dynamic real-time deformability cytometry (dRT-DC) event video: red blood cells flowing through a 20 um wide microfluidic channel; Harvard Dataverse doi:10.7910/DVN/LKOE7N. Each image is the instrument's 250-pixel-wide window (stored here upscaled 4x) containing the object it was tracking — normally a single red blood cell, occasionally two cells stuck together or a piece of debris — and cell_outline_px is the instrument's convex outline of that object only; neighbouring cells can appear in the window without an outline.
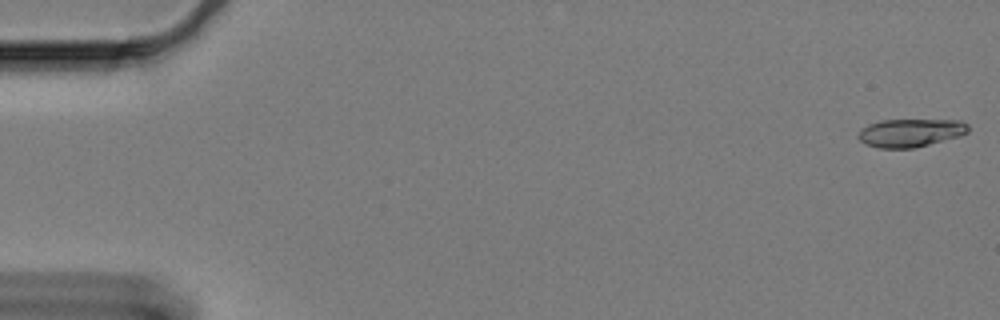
{"species": "Egyptian fruit bat (a non-hibernating species)", "species_latin": "Rousettus aegyptiacus", "temperature_condition": "cold", "stored_images_in_passage": 61, "camera_frame_rate_fps": 3000, "um_per_image_px": 0.085, "animal": {"sex": "female"}, "frame": {"image": 1, "passage_image": 1, "time_ms": 0.0, "image_size_px": [1000, 320], "cell_outline_px": [[968, 132], [956, 136], [928, 144], [912, 148], [880, 148], [868, 144], [860, 140], [860, 128], [868, 124], [880, 120], [956, 120], [968, 124]], "centroid_in_image_um": [77.36, 11.27], "position_along_channel_um": 7.6, "area_um2": 17.57}}
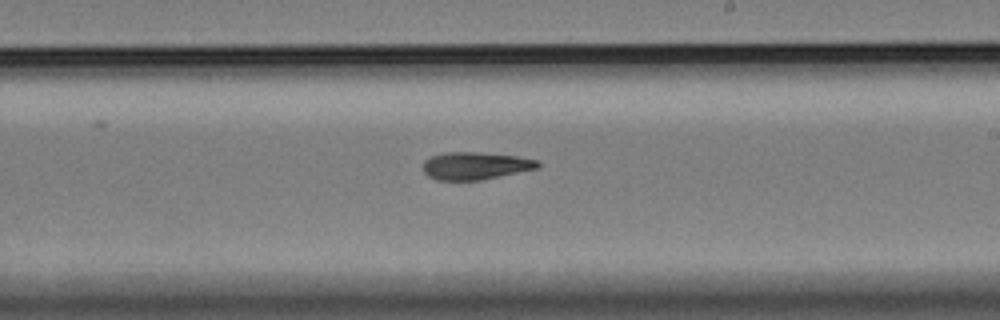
{"frame": {"image": 2, "passage_image": 36, "time_ms": 11.667, "image_size_px": [1000, 320], "cell_outline_px": [[540, 168], [480, 180], [436, 180], [428, 176], [424, 172], [424, 160], [432, 156], [444, 152], [480, 152], [516, 156], [540, 160]], "centroid_in_image_um": [40.43, 14.08], "position_along_channel_um": 248.6, "area_um2": 18.5}}
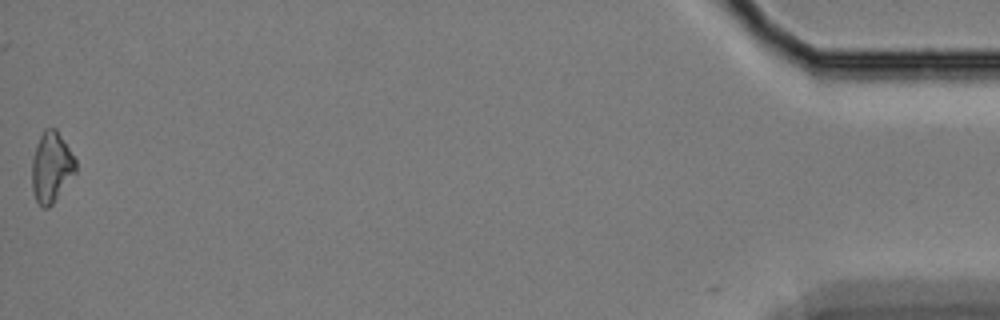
{"frame": {"image": 3, "passage_image": 61, "time_ms": 20.0, "image_size_px": [1000, 320], "cell_outline_px": [[76, 172], [52, 204], [48, 208], [44, 208], [36, 200], [32, 188], [32, 160], [40, 136], [44, 128], [56, 128], [76, 160]], "centroid_in_image_um": [4.37, 14.21], "position_along_channel_um": 430.8, "area_um2": 17.69}}